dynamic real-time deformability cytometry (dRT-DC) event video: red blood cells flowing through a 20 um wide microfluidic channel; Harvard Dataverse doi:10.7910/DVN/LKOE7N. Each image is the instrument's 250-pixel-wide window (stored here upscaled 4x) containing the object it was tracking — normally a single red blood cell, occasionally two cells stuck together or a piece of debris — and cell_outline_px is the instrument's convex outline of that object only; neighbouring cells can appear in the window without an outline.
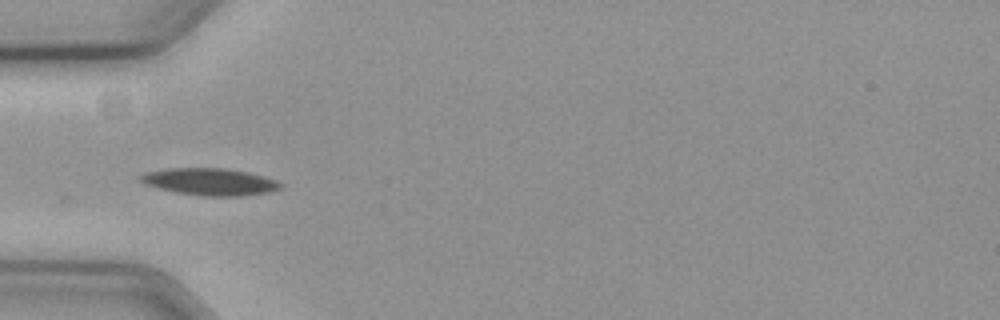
{"species": "common noctule bat (a hibernating species)", "species_latin": "Nyctalus noctula", "temperature_condition": "cold", "stored_images_in_passage": 25, "camera_frame_rate_fps": 3000, "um_per_image_px": 0.085, "animal": {"sex": "female", "body_mass_g": 19.3, "forearm_length_mm": 54.1}, "frame": {"image": 1, "passage_image": 1, "time_ms": 0.0, "image_size_px": [1000, 320], "cell_outline_px": [[284, 184], [280, 188], [268, 192], [240, 196], [200, 196], [176, 192], [144, 184], [136, 180], [136, 176], [144, 172], [168, 168], [224, 168], [248, 172], [264, 176], [276, 180]], "centroid_in_image_um": [17.78, 15.44], "position_along_channel_um": 67.2, "area_um2": 22.31}}
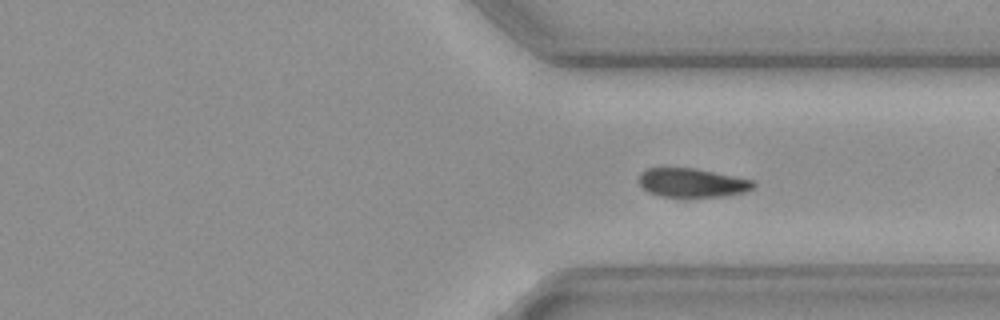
{"frame": {"image": 2, "passage_image": 25, "time_ms": 8.0, "image_size_px": [1000, 320], "cell_outline_px": [[756, 184], [752, 188], [744, 192], [724, 196], [688, 200], [680, 200], [660, 196], [648, 192], [640, 184], [640, 172], [648, 168], [692, 168], [752, 180]], "centroid_in_image_um": [58.79, 15.6], "position_along_channel_um": 352.6, "area_um2": 19.83}}